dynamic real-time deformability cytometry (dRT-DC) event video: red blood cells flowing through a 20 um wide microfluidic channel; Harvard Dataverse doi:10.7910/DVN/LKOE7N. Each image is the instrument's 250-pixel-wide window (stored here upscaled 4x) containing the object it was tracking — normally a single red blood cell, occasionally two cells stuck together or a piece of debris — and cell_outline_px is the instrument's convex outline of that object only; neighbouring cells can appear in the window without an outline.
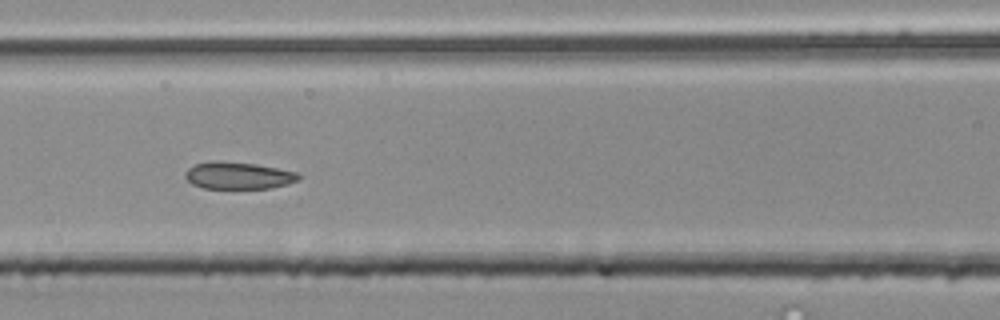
{"species": "common noctule bat (a hibernating species)", "species_latin": "Nyctalus noctula", "temperature_condition": "room temperature", "stored_images_in_passage": 52, "segment_of_instrument_passage": [2, 2], "camera_frame_rate_fps": 3000, "um_per_image_px": 0.085, "animal": {"sex": "male", "body_mass_g": 20.4}, "frame": {"image": 1, "passage_image": 22, "time_ms": 7.0, "image_size_px": [1000, 320], "cell_outline_px": [[300, 180], [288, 184], [268, 188], [204, 188], [192, 184], [184, 176], [184, 172], [188, 168], [196, 164], [212, 160], [216, 160], [256, 164], [296, 172], [300, 176]], "centroid_in_image_um": [20.23, 14.91], "position_along_channel_um": 146.4, "area_um2": 17.86}}
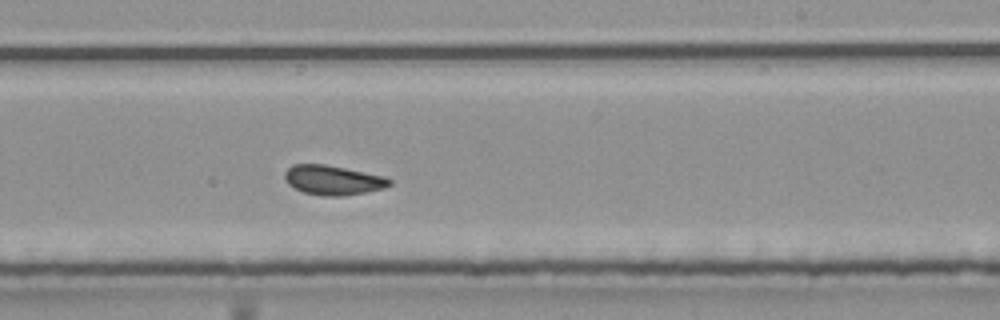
{"frame": {"image": 2, "passage_image": 31, "time_ms": 10.0, "image_size_px": [1000, 320], "cell_outline_px": [[392, 184], [384, 188], [344, 196], [324, 196], [304, 192], [288, 184], [284, 180], [284, 172], [292, 164], [324, 164], [384, 176], [392, 180]], "centroid_in_image_um": [28.28, 15.31], "position_along_channel_um": 260.7, "area_um2": 17.98}}
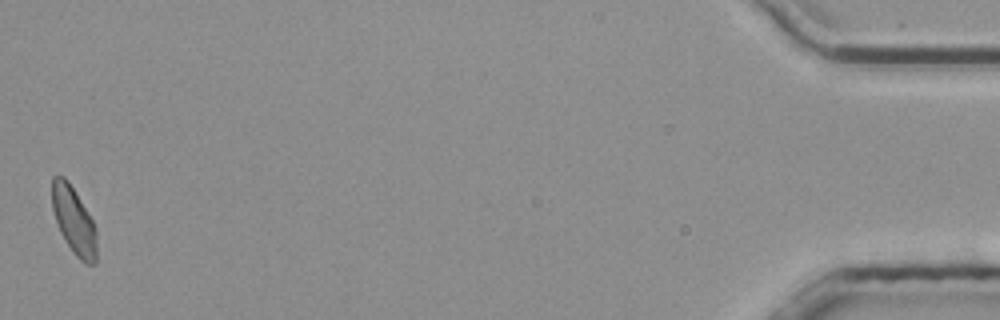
{"frame": {"image": 3, "passage_image": 52, "time_ms": 17.0, "image_size_px": [1000, 320], "cell_outline_px": [[96, 264], [84, 264], [72, 252], [64, 240], [60, 232], [52, 208], [52, 176], [64, 176], [68, 180], [88, 212], [96, 228]], "centroid_in_image_um": [6.28, 18.77], "position_along_channel_um": 428.9, "area_um2": 17.57}}